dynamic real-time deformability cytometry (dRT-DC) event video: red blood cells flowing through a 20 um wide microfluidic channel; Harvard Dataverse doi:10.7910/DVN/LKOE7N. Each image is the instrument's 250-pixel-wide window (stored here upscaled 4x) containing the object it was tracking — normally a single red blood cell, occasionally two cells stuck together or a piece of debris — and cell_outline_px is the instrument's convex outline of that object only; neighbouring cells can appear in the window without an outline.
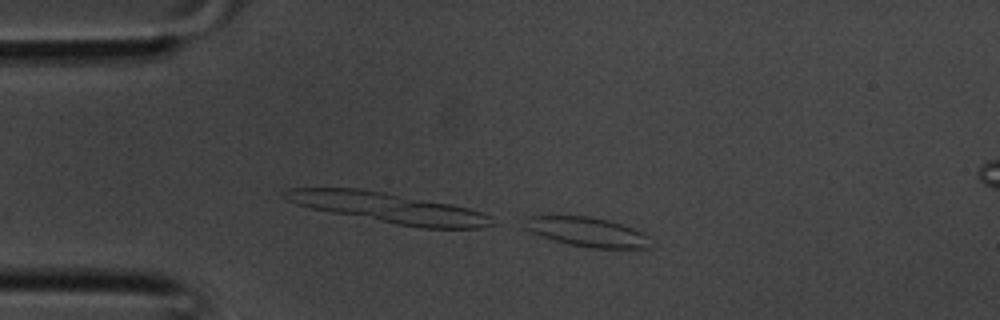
{"species": "common noctule bat (a hibernating species)", "species_latin": "Nyctalus noctula", "temperature_condition": "room temperature", "stored_images_in_passage": 8, "camera_frame_rate_fps": 3000, "um_per_image_px": 0.085, "animal": {"sex": "male", "body_mass_g": 20.1, "forearm_length_mm": 53.5}, "frame": {"image": 1, "passage_image": 8, "time_ms": 2.333, "image_size_px": [1000, 320], "cell_outline_px": [[648, 248], [592, 248], [568, 244], [540, 236], [524, 228], [528, 216], [588, 216], [608, 220], [632, 228], [648, 236]], "centroid_in_image_um": [49.87, 19.71], "position_along_channel_um": 35.1, "area_um2": 21.15}}